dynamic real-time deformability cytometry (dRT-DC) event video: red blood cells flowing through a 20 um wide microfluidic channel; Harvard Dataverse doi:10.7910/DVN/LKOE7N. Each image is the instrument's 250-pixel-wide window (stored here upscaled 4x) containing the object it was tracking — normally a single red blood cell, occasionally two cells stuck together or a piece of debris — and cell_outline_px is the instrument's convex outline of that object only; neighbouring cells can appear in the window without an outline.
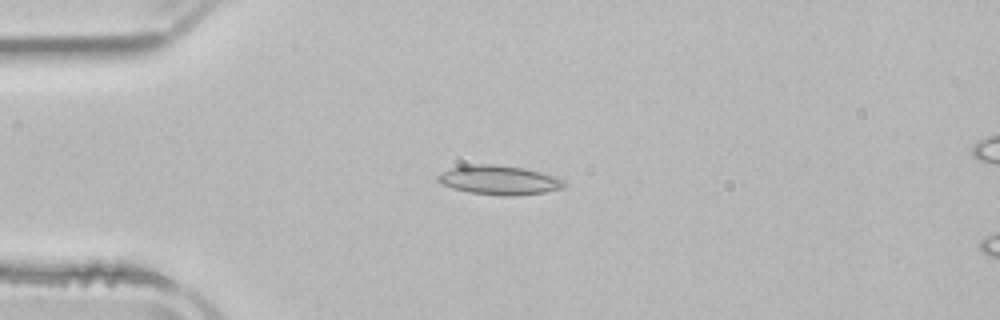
{"species": "common noctule bat (a hibernating species)", "species_latin": "Nyctalus noctula", "temperature_condition": "room temperature", "stored_images_in_passage": 39, "camera_frame_rate_fps": 3000, "um_per_image_px": 0.085, "animal": {"sex": "male", "body_mass_g": 21.5, "forearm_length_mm": 52.0}, "frame": {"image": 1, "passage_image": 10, "time_ms": 3.0, "image_size_px": [1000, 320], "cell_outline_px": [[564, 184], [560, 188], [544, 192], [512, 196], [468, 192], [452, 188], [436, 180], [436, 176], [440, 172], [448, 168], [464, 164], [492, 164], [524, 168], [556, 176]], "centroid_in_image_um": [42.32, 15.28], "position_along_channel_um": 42.7, "area_um2": 21.33}}
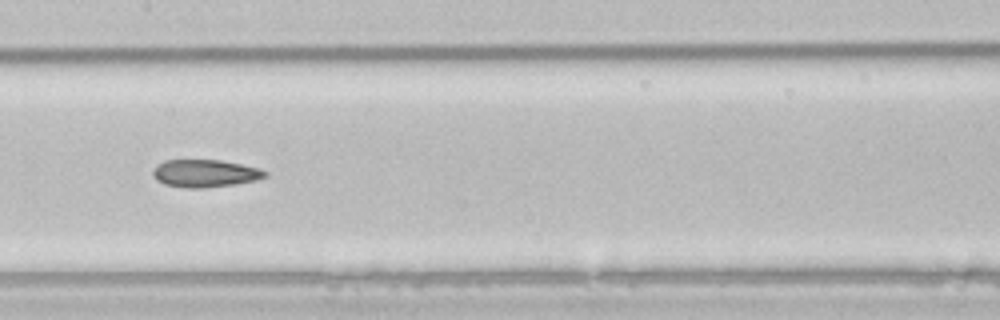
{"frame": {"image": 2, "passage_image": 23, "time_ms": 7.333, "image_size_px": [1000, 320], "cell_outline_px": [[268, 176], [256, 180], [236, 184], [204, 188], [188, 188], [164, 184], [156, 180], [152, 172], [164, 160], [220, 160], [260, 168], [268, 172]], "centroid_in_image_um": [17.47, 14.74], "position_along_channel_um": 189.9, "area_um2": 17.98}}
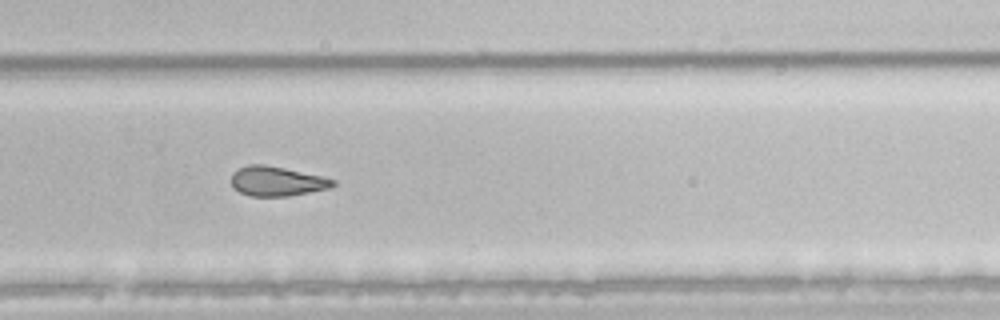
{"frame": {"image": 3, "passage_image": 32, "time_ms": 10.333, "image_size_px": [1000, 320], "cell_outline_px": [[336, 184], [328, 188], [288, 196], [248, 196], [240, 192], [232, 184], [232, 172], [248, 164], [264, 164], [284, 168], [320, 176], [336, 180]], "centroid_in_image_um": [23.51, 15.4], "position_along_channel_um": 306.3, "area_um2": 17.28}, "authors_computed_cell_mechanics": {"area_um2": 18.9006, "velocity_mm_per_s": 3.8936, "shape_relaxation_time_tau1_ms": 6.6005, "shape_relaxation_time_tau2_ms": 3.6438, "deformation_change_tau1": 0.1468, "deformation_change_tau2": 0.1219}}